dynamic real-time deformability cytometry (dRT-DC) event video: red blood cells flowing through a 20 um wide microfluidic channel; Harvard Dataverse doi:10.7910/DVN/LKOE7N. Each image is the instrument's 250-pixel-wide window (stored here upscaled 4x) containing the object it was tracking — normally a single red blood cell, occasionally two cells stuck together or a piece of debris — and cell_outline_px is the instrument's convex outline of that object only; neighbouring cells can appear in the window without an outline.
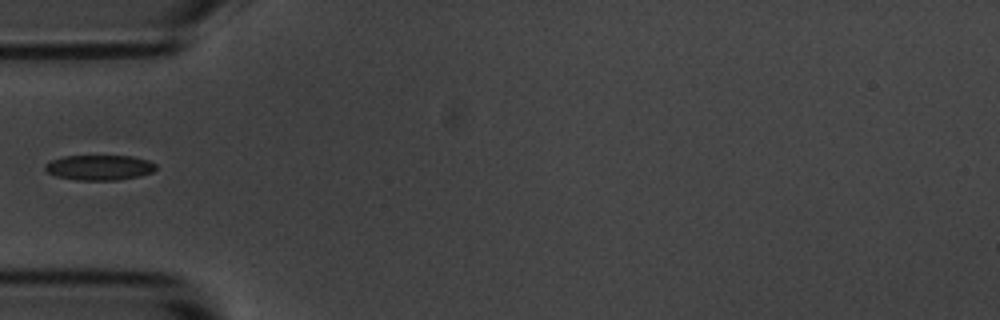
{"species": "common noctule bat (a hibernating species)", "species_latin": "Nyctalus noctula", "temperature_condition": "room temperature", "stored_images_in_passage": 17, "camera_frame_rate_fps": 3000, "um_per_image_px": 0.085, "animal": {"sex": "male", "body_mass_g": 20.1, "forearm_length_mm": 53.5}, "frame": {"image": 1, "passage_image": 1, "time_ms": 0.0, "image_size_px": [1000, 320], "cell_outline_px": [[156, 168], [152, 172], [140, 176], [116, 180], [76, 180], [56, 176], [48, 172], [44, 168], [44, 164], [52, 160], [64, 156], [132, 156], [148, 160], [156, 164]], "centroid_in_image_um": [8.45, 14.24], "position_along_channel_um": 76.6, "area_um2": 16.24}}
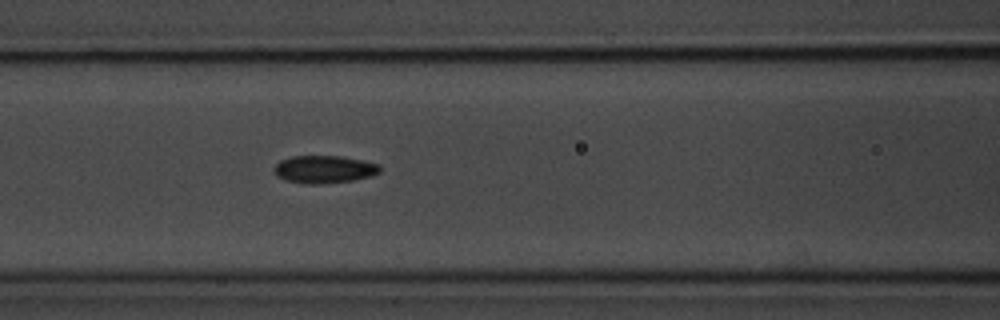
{"frame": {"image": 2, "passage_image": 6, "time_ms": 1.667, "image_size_px": [1000, 320], "cell_outline_px": [[380, 172], [372, 176], [352, 180], [316, 184], [308, 184], [288, 180], [276, 176], [272, 168], [280, 160], [292, 156], [340, 156], [380, 164]], "centroid_in_image_um": [27.54, 14.38], "position_along_channel_um": 139.1, "area_um2": 16.94}}
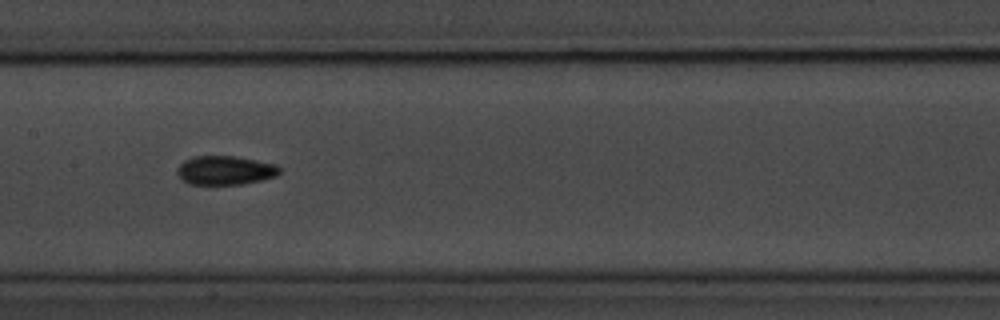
{"frame": {"image": 3, "passage_image": 10, "time_ms": 3.0, "image_size_px": [1000, 320], "cell_outline_px": [[280, 172], [276, 176], [260, 180], [240, 184], [188, 184], [180, 180], [176, 172], [176, 168], [184, 160], [192, 156], [236, 156], [276, 164], [280, 168]], "centroid_in_image_um": [19.08, 14.47], "position_along_channel_um": 188.3, "area_um2": 17.4}}